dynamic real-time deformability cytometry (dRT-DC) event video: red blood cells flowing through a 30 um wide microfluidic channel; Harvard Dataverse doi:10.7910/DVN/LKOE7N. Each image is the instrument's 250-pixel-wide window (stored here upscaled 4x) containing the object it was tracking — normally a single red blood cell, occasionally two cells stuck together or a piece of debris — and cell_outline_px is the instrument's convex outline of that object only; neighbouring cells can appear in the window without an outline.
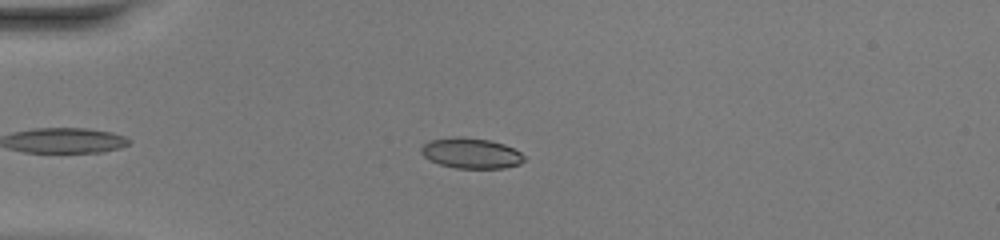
{"species": "common noctule bat (a hibernating species)", "species_latin": "Nyctalus noctula", "temperature_condition": "warm", "stored_images_in_passage": 37, "camera_frame_rate_fps": 3000, "um_per_image_px": 0.085, "animal": {"sex": "female", "body_mass_g": 20.0, "forearm_length_mm": 54.0}, "frame": {"image": 1, "passage_image": 5, "time_ms": 1.333, "image_size_px": [1000, 240], "cell_outline_px": [[528, 156], [520, 164], [504, 168], [456, 168], [440, 164], [428, 160], [420, 152], [420, 148], [428, 140], [452, 136], [460, 136], [488, 140], [504, 144]], "centroid_in_image_um": [40.03, 13.01], "position_along_channel_um": 45.0, "area_um2": 18.5}}
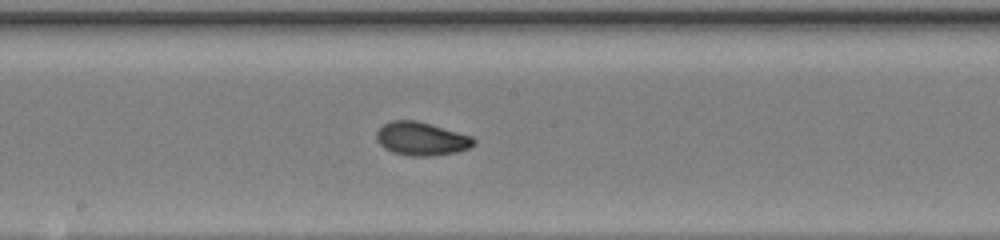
{"frame": {"image": 2, "passage_image": 19, "time_ms": 6.0, "image_size_px": [1000, 240], "cell_outline_px": [[476, 144], [468, 148], [456, 152], [432, 156], [408, 156], [392, 152], [384, 148], [376, 140], [376, 132], [384, 124], [392, 120], [416, 120], [472, 136], [476, 140]], "centroid_in_image_um": [35.81, 11.8], "position_along_channel_um": 212.4, "area_um2": 18.96}}
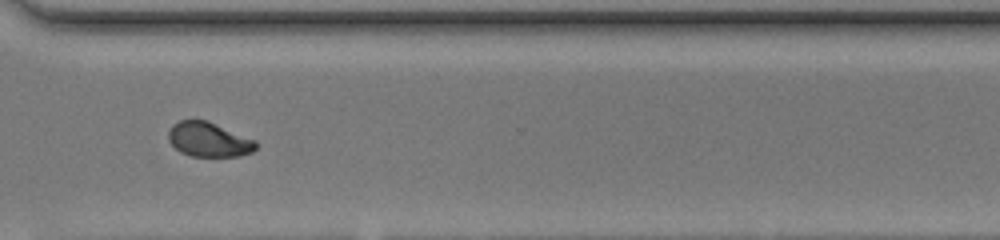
{"frame": {"image": 3, "passage_image": 29, "time_ms": 9.333, "image_size_px": [1000, 240], "cell_outline_px": [[256, 148], [252, 152], [240, 156], [192, 156], [180, 152], [168, 140], [168, 132], [172, 124], [180, 120], [208, 120], [256, 140]], "centroid_in_image_um": [17.74, 11.85], "position_along_channel_um": 352.9, "area_um2": 17.69}, "authors_computed_cell_mechanics": {"area_um2": 18.0914, "velocity_mm_per_s": 4.2173, "shape_relaxation_time_tau1_ms": 4.5442, "shape_relaxation_time_tau2_ms": 0.7424, "deformation_change_tau1": 0.1568, "deformation_change_tau2": 0.0384}}